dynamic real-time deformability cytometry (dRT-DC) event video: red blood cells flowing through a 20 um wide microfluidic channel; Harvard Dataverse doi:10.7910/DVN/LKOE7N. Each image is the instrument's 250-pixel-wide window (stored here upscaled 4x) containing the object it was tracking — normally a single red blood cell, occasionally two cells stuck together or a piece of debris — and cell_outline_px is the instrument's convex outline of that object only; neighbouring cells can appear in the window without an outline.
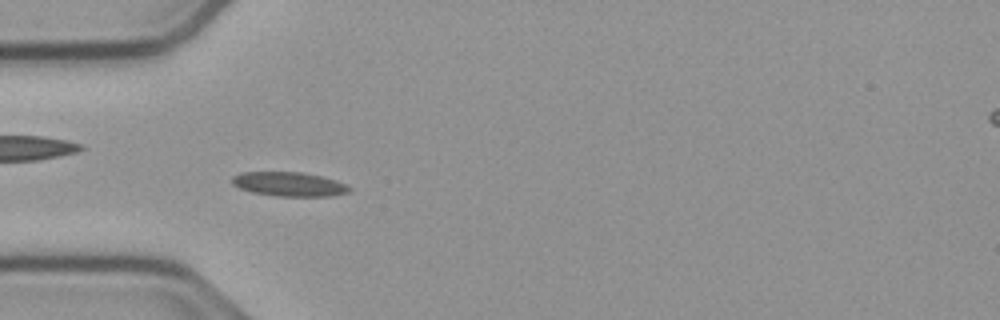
{"species": "common noctule bat (a hibernating species)", "species_latin": "Nyctalus noctula", "temperature_condition": "cold", "stored_images_in_passage": 46, "camera_frame_rate_fps": 3000, "um_per_image_px": 0.085, "animal": {"sex": "male", "body_mass_g": 23.1, "forearm_length_mm": 52.7}, "frame": {"image": 1, "passage_image": 8, "time_ms": 2.333, "image_size_px": [1000, 320], "cell_outline_px": [[352, 188], [348, 192], [332, 196], [276, 196], [252, 192], [240, 188], [232, 184], [232, 176], [240, 172], [300, 172], [320, 176], [336, 180]], "centroid_in_image_um": [24.55, 15.65], "position_along_channel_um": 60.5, "area_um2": 16.47}}
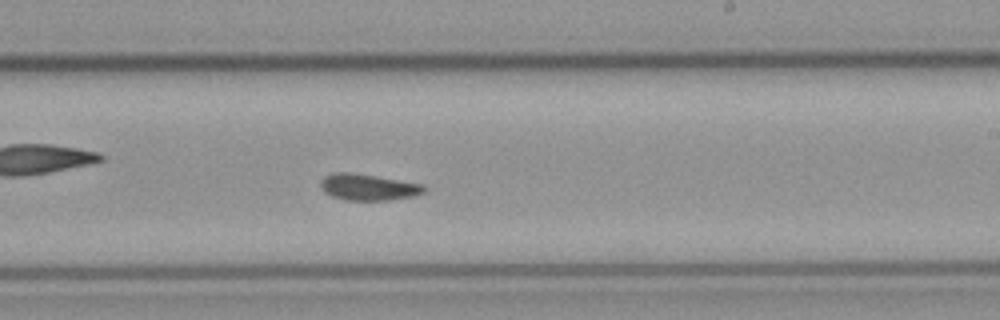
{"frame": {"image": 2, "passage_image": 24, "time_ms": 7.667, "image_size_px": [1000, 320], "cell_outline_px": [[428, 188], [424, 192], [412, 196], [388, 200], [344, 200], [332, 196], [324, 192], [320, 188], [320, 180], [324, 176], [332, 172], [352, 172], [424, 184]], "centroid_in_image_um": [31.27, 15.9], "position_along_channel_um": 257.7, "area_um2": 16.07}}
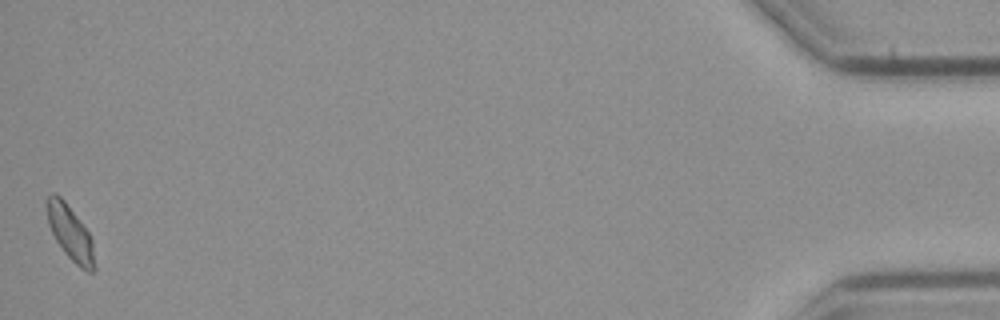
{"frame": {"image": 3, "passage_image": 46, "time_ms": 15.0, "image_size_px": [1000, 320], "cell_outline_px": [[96, 268], [92, 272], [88, 272], [80, 268], [64, 252], [56, 240], [48, 224], [44, 200], [52, 192], [56, 192], [64, 200], [88, 232], [92, 240]], "centroid_in_image_um": [5.94, 19.77], "position_along_channel_um": 429.3, "area_um2": 15.26}, "authors_computed_cell_mechanics": {"area_um2": 15.6927, "velocity_mm_per_s": 3.7333, "shape_relaxation_time_tau1_ms": 10.4645, "shape_relaxation_time_tau2_ms": 1.6619, "deformation_change_tau1": 0.185, "deformation_change_tau2": 0.0412}}